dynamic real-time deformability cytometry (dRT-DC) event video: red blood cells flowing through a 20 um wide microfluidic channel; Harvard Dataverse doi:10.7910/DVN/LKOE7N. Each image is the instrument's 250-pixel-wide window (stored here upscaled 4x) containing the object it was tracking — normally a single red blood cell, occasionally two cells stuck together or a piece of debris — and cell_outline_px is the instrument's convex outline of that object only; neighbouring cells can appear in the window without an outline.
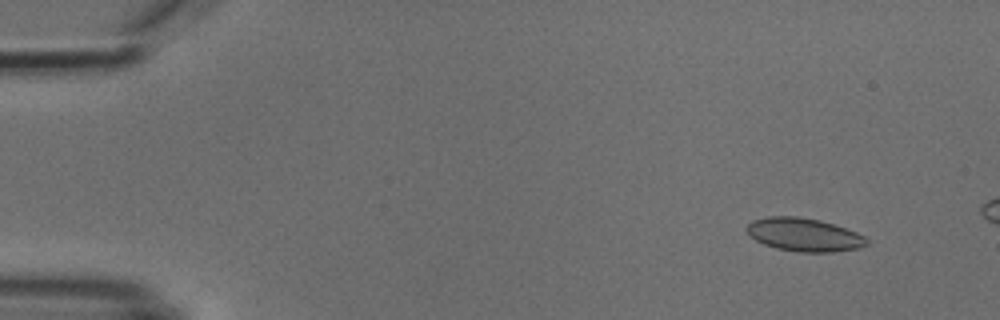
{"species": "common noctule bat (a hibernating species)", "species_latin": "Nyctalus noctula", "temperature_condition": "cold", "stored_images_in_passage": 5, "camera_frame_rate_fps": 3000, "um_per_image_px": 0.085, "animal": {"sex": "male", "body_mass_g": 18.8}, "frame": {"image": 1, "passage_image": 2, "time_ms": 1.0, "image_size_px": [1000, 320], "cell_outline_px": [[868, 244], [860, 248], [832, 252], [796, 252], [776, 248], [764, 244], [756, 240], [748, 232], [748, 224], [752, 220], [768, 216], [796, 216], [820, 220], [856, 232], [864, 236], [868, 240]], "centroid_in_image_um": [68.36, 19.95], "position_along_channel_um": 16.6, "area_um2": 23.12}}